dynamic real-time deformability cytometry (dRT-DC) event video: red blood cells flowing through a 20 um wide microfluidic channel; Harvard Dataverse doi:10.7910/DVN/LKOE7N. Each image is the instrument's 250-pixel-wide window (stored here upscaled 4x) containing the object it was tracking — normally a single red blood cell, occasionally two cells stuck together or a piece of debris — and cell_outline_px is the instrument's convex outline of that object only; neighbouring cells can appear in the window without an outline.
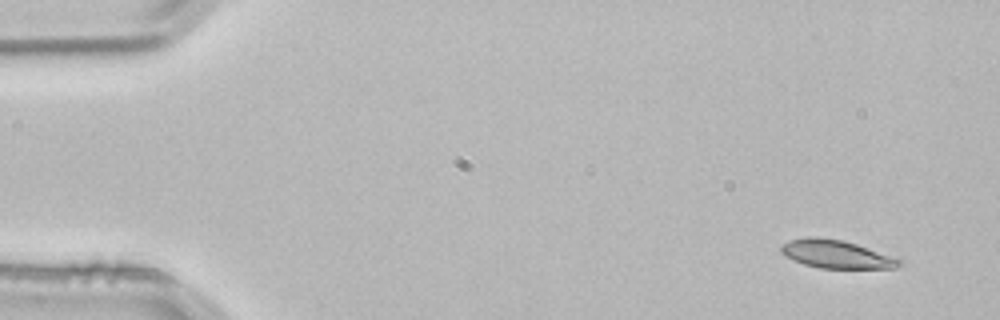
{"species": "common noctule bat (a hibernating species)", "species_latin": "Nyctalus noctula", "temperature_condition": "room temperature", "stored_images_in_passage": 4, "camera_frame_rate_fps": 3000, "um_per_image_px": 0.085, "animal": {"sex": "male", "body_mass_g": 21.5, "forearm_length_mm": 52.0}, "frame": {"image": 1, "passage_image": 4, "time_ms": 1.0, "image_size_px": [1000, 320], "cell_outline_px": [[904, 264], [896, 268], [820, 268], [804, 264], [784, 256], [780, 252], [780, 244], [788, 240], [808, 236], [816, 236], [840, 240], [856, 244], [900, 256], [904, 260]], "centroid_in_image_um": [71.16, 21.6], "position_along_channel_um": 13.8, "area_um2": 20.0}}